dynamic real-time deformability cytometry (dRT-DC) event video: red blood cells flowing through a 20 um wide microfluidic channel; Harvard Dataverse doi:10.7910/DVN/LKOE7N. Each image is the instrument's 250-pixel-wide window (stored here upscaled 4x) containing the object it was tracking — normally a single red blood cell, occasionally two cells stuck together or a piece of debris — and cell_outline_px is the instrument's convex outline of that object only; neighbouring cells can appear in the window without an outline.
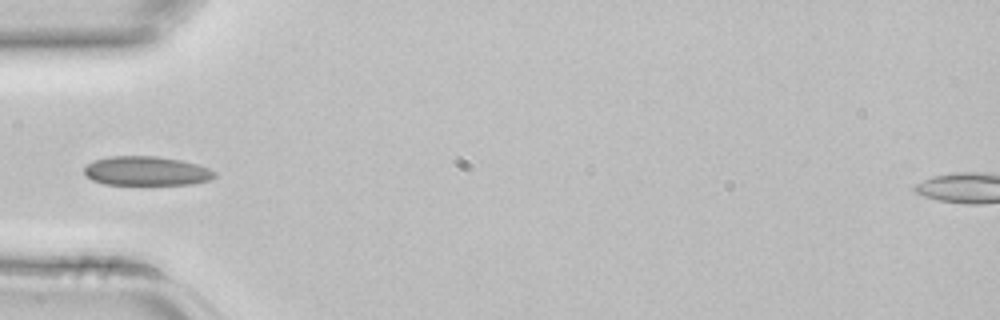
{"species": "common noctule bat (a hibernating species)", "species_latin": "Nyctalus noctula", "temperature_condition": "room temperature", "stored_images_in_passage": 3, "camera_frame_rate_fps": 3000, "um_per_image_px": 0.085, "animal": {"sex": "female", "body_mass_g": 22.7, "forearm_length_mm": 54.2}, "frame": {"image": 1, "passage_image": 3, "time_ms": 0.667, "image_size_px": [1000, 320], "cell_outline_px": [[216, 176], [212, 180], [192, 184], [104, 184], [92, 180], [84, 172], [84, 168], [88, 164], [96, 160], [108, 156], [156, 156], [180, 160], [196, 164], [208, 168], [216, 172]], "centroid_in_image_um": [12.47, 14.53], "position_along_channel_um": 72.5, "area_um2": 22.08}}